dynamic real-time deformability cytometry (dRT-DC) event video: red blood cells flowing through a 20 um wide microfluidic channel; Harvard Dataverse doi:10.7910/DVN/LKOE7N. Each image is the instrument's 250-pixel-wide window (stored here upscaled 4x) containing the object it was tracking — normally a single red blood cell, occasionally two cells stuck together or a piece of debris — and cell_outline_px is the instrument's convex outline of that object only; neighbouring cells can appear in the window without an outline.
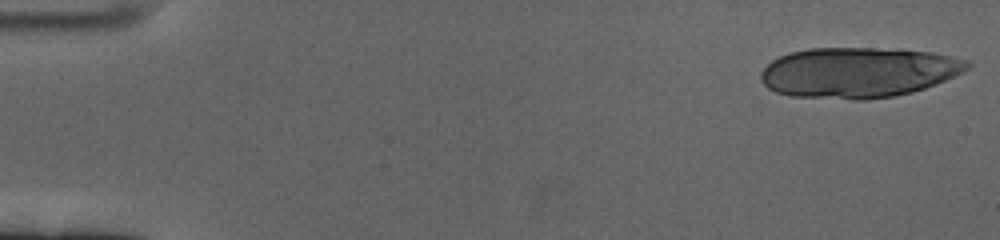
{"species": "human", "species_latin": "Homo sapiens", "temperature_condition": "cold", "stored_images_in_passage": 20, "camera_frame_rate_fps": 3000, "um_per_image_px": 0.085, "donor": {"sex": "female"}, "frame": {"image": 1, "passage_image": 1, "time_ms": 0.0, "image_size_px": [1000, 240], "cell_outline_px": [[972, 64], [964, 72], [924, 88], [912, 92], [892, 96], [864, 100], [856, 100], [792, 96], [776, 92], [768, 88], [760, 80], [760, 72], [772, 60], [780, 56], [792, 52], [808, 48], [900, 48], [932, 52], [952, 56], [968, 60]], "centroid_in_image_um": [72.97, 6.14], "position_along_channel_um": 12.0, "area_um2": 60.98}}